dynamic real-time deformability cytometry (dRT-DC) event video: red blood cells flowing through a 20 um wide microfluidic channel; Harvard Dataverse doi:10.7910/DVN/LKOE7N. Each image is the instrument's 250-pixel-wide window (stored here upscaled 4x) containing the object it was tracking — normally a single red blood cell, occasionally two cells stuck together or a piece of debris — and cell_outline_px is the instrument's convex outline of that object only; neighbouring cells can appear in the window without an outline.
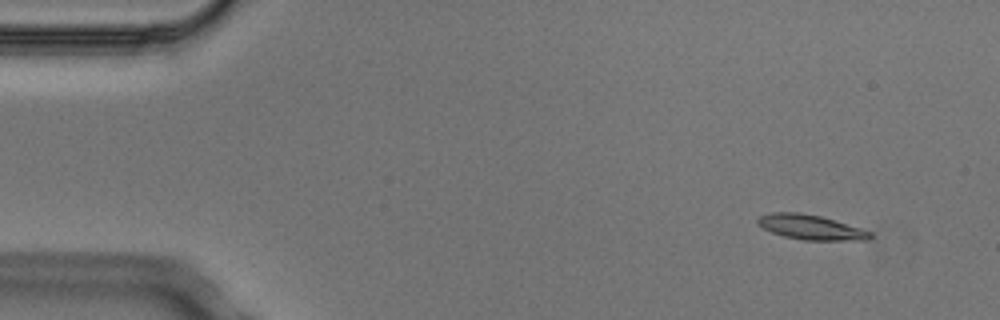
{"species": "Egyptian fruit bat (a non-hibernating species)", "species_latin": "Rousettus aegyptiacus", "temperature_condition": "cold", "stored_images_in_passage": 3, "camera_frame_rate_fps": 3000, "um_per_image_px": 0.085, "animal": {"sex": "male"}, "frame": {"image": 1, "passage_image": 1, "time_ms": 0.0, "image_size_px": [1000, 320], "cell_outline_px": [[872, 236], [868, 240], [804, 240], [784, 236], [772, 232], [756, 224], [756, 220], [760, 216], [768, 212], [800, 212], [820, 216], [860, 228], [872, 232]], "centroid_in_image_um": [68.88, 19.31], "position_along_channel_um": 16.1, "area_um2": 16.18}}
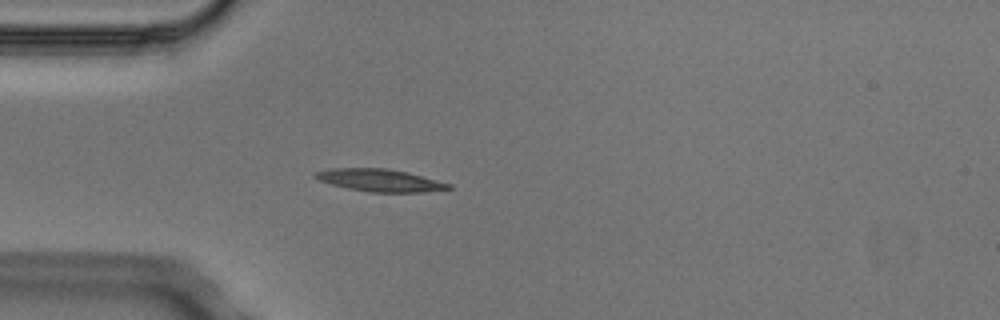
{"frame": {"image": 2, "passage_image": 3, "time_ms": 0.667, "image_size_px": [1000, 320], "cell_outline_px": [[452, 188], [424, 192], [368, 192], [348, 188], [332, 184], [320, 180], [312, 176], [316, 172], [332, 168], [388, 168], [408, 172], [452, 184]], "centroid_in_image_um": [32.32, 15.32], "position_along_channel_um": 52.7, "area_um2": 17.34}}